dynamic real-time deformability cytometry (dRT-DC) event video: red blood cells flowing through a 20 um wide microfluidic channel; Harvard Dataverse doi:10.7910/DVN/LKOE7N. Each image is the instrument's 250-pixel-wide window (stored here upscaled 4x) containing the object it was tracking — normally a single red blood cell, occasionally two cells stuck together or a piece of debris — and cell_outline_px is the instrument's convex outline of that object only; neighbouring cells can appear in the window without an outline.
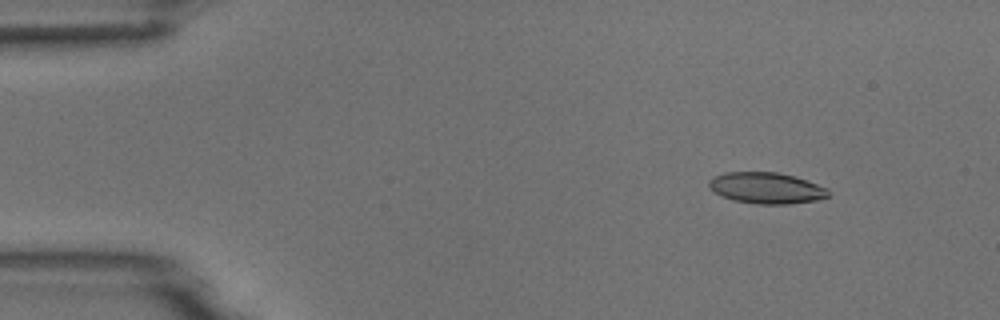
{"species": "common noctule bat (a hibernating species)", "species_latin": "Nyctalus noctula", "temperature_condition": "room temperature", "stored_images_in_passage": 4, "camera_frame_rate_fps": 3000, "um_per_image_px": 0.085, "animal": {"sex": "male", "body_mass_g": 18.8}, "frame": {"image": 1, "passage_image": 2, "time_ms": 1.333, "image_size_px": [1000, 320], "cell_outline_px": [[828, 196], [816, 200], [788, 204], [756, 204], [732, 200], [708, 188], [708, 180], [712, 176], [724, 172], [776, 172], [792, 176], [828, 188]], "centroid_in_image_um": [65.08, 15.98], "position_along_channel_um": 19.9, "area_um2": 21.56}}
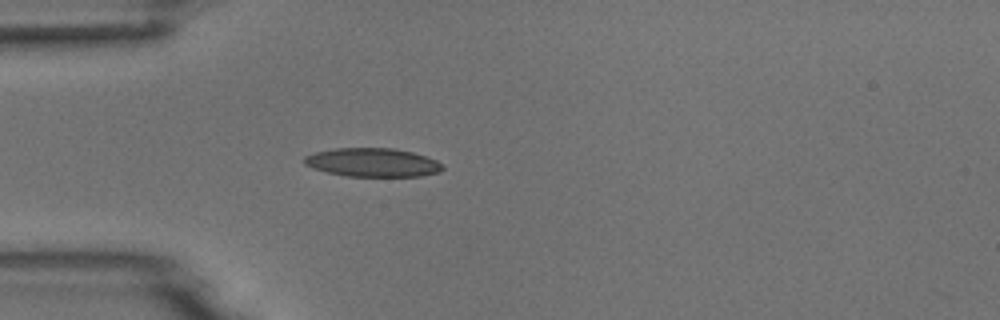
{"frame": {"image": 2, "passage_image": 4, "time_ms": 4.333, "image_size_px": [1000, 320], "cell_outline_px": [[444, 168], [440, 172], [420, 176], [348, 176], [328, 172], [312, 168], [304, 164], [304, 156], [316, 152], [332, 148], [396, 148], [412, 152], [436, 160]], "centroid_in_image_um": [31.66, 13.8], "position_along_channel_um": 53.3, "area_um2": 23.0}}